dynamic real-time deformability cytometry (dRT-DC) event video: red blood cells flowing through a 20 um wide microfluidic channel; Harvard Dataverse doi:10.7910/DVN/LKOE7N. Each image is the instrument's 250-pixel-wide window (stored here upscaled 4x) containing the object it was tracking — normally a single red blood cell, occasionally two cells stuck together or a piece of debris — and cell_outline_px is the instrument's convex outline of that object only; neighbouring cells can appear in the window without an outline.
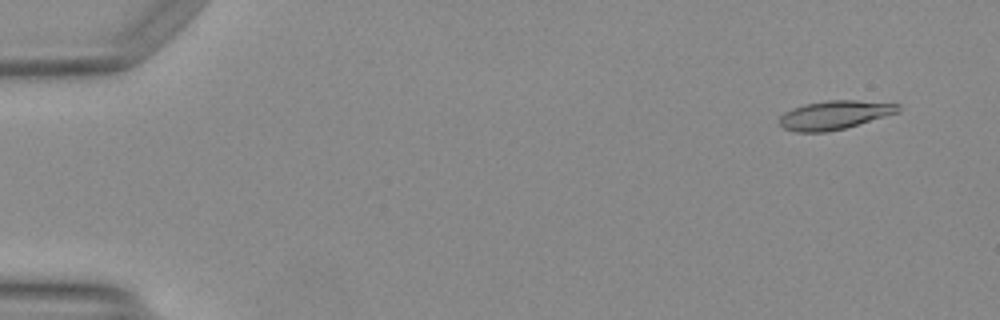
{"species": "Egyptian fruit bat (a non-hibernating species)", "species_latin": "Rousettus aegyptiacus", "temperature_condition": "warm", "stored_images_in_passage": 47, "camera_frame_rate_fps": 3000, "um_per_image_px": 0.085, "animal": {"sex": "female"}, "frame": {"image": 1, "passage_image": 2, "time_ms": 0.333, "image_size_px": [1000, 320], "cell_outline_px": [[900, 112], [844, 128], [828, 132], [796, 132], [784, 128], [780, 124], [780, 116], [784, 112], [792, 108], [804, 104], [828, 100], [856, 100], [900, 104]], "centroid_in_image_um": [70.93, 9.77], "position_along_channel_um": 14.1, "area_um2": 19.83}}
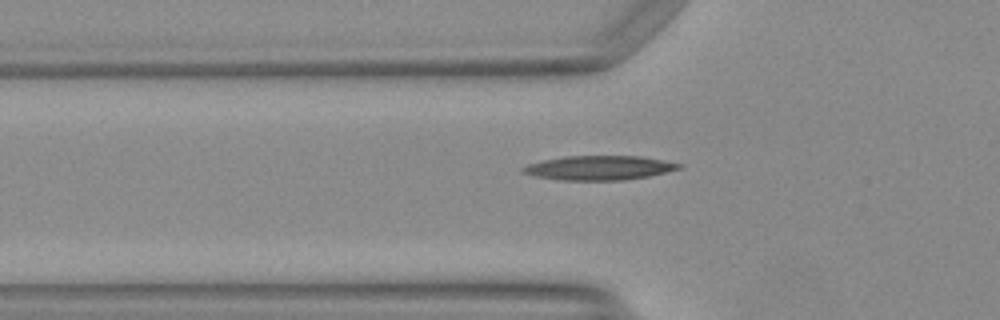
{"frame": {"image": 2, "passage_image": 16, "time_ms": 5.0, "image_size_px": [1000, 320], "cell_outline_px": [[684, 164], [680, 168], [648, 176], [624, 180], [560, 180], [536, 176], [520, 172], [520, 168], [528, 164], [540, 160], [564, 156], [640, 156], [664, 160]], "centroid_in_image_um": [50.88, 14.26], "position_along_channel_um": 74.9, "area_um2": 22.14}}
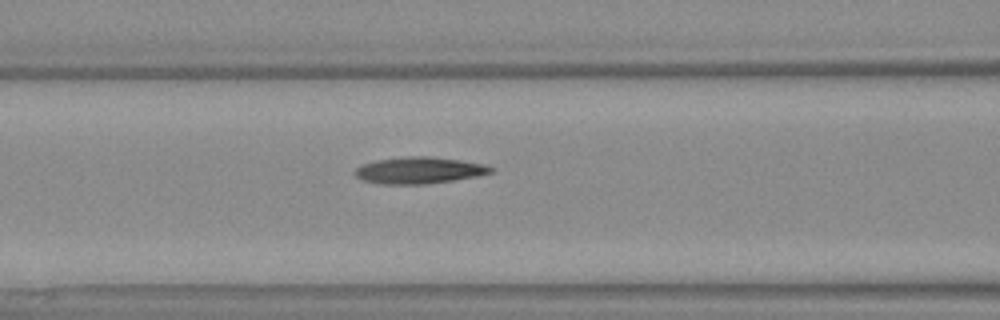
{"frame": {"image": 3, "passage_image": 20, "time_ms": 6.333, "image_size_px": [1000, 320], "cell_outline_px": [[496, 168], [492, 172], [476, 176], [456, 180], [424, 184], [384, 184], [364, 180], [356, 176], [352, 172], [356, 168], [364, 164], [376, 160], [404, 156], [428, 156], [460, 160], [484, 164]], "centroid_in_image_um": [35.64, 14.47], "position_along_channel_um": 131.0, "area_um2": 21.04}}